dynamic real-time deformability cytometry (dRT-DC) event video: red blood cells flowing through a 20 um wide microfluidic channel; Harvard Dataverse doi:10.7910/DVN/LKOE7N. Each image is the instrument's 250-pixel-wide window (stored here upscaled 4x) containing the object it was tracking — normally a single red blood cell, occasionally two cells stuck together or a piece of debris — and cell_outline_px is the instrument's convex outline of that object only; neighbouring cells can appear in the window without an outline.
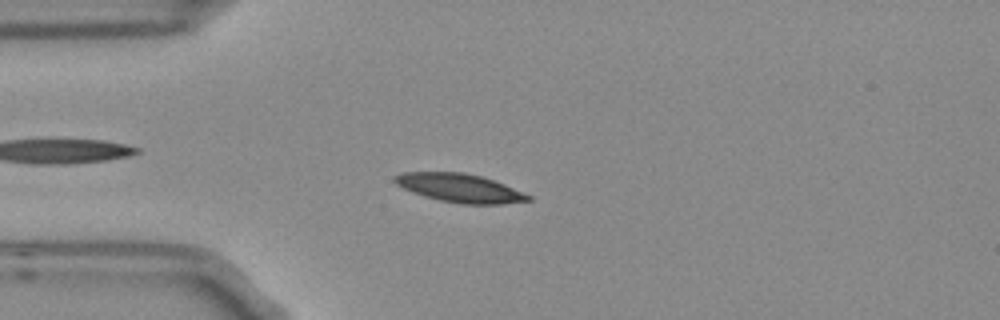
{"species": "Egyptian fruit bat (a non-hibernating species)", "species_latin": "Rousettus aegyptiacus", "temperature_condition": "room temperature", "stored_images_in_passage": 4, "camera_frame_rate_fps": 3000, "um_per_image_px": 0.085, "frame": {"image": 1, "passage_image": 4, "time_ms": 1.0, "image_size_px": [1000, 320], "cell_outline_px": [[532, 200], [500, 204], [460, 204], [440, 200], [424, 196], [412, 192], [396, 184], [392, 180], [392, 176], [404, 172], [464, 172], [480, 176], [504, 184], [532, 196]], "centroid_in_image_um": [39.05, 15.98], "position_along_channel_um": 45.9, "area_um2": 22.14}}